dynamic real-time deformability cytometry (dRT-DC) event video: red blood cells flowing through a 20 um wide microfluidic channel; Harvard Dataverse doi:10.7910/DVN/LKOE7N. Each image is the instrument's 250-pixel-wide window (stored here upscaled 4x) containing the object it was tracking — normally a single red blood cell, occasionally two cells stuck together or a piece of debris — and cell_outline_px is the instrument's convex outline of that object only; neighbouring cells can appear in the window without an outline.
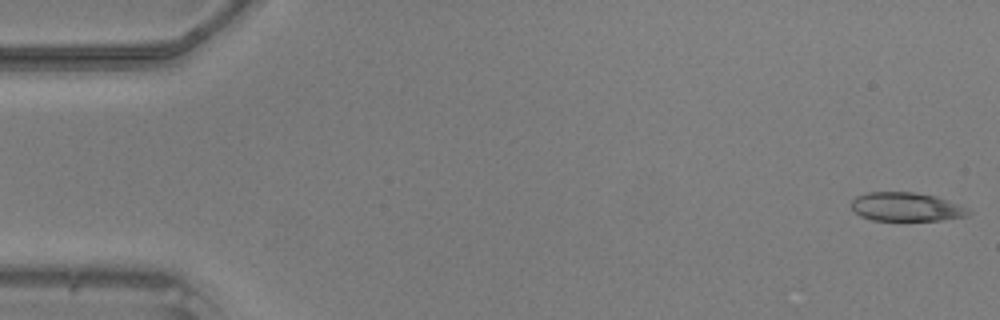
{"species": "common noctule bat (a hibernating species)", "species_latin": "Nyctalus noctula", "temperature_condition": "warm", "stored_images_in_passage": 49, "camera_frame_rate_fps": 3000, "um_per_image_px": 0.085, "animal": {"sex": "male", "body_mass_g": 20.5, "forearm_length_mm": 52.5}, "frame": {"image": 1, "passage_image": 1, "time_ms": 0.0, "image_size_px": [1000, 320], "cell_outline_px": [[972, 212], [968, 216], [940, 220], [872, 220], [860, 216], [852, 208], [852, 200], [856, 196], [868, 192], [912, 192], [936, 196], [968, 208]], "centroid_in_image_um": [77.04, 17.58], "position_along_channel_um": 8.0, "area_um2": 19.54}}
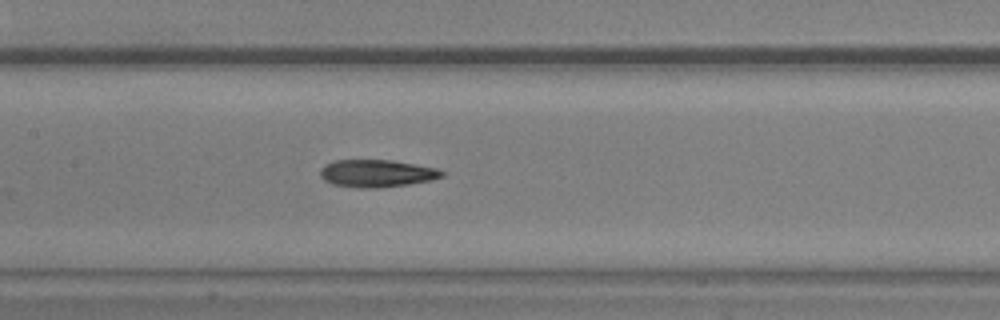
{"frame": {"image": 2, "passage_image": 23, "time_ms": 7.333, "image_size_px": [1000, 320], "cell_outline_px": [[444, 176], [432, 180], [408, 184], [380, 188], [360, 188], [332, 184], [324, 180], [320, 176], [320, 168], [324, 164], [332, 160], [392, 160], [436, 168], [444, 172]], "centroid_in_image_um": [31.99, 14.73], "position_along_channel_um": 175.4, "area_um2": 19.59}}
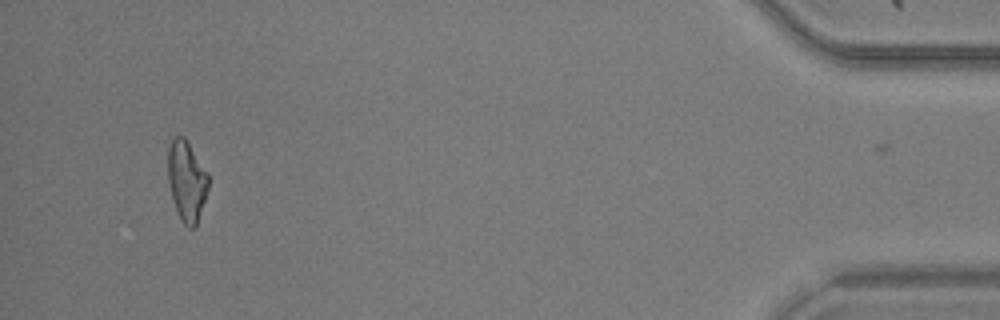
{"frame": {"image": 3, "passage_image": 46, "time_ms": 15.0, "image_size_px": [1000, 320], "cell_outline_px": [[208, 188], [196, 224], [192, 228], [188, 228], [180, 220], [172, 196], [168, 180], [168, 148], [172, 140], [176, 136], [184, 136], [208, 172]], "centroid_in_image_um": [15.86, 15.35], "position_along_channel_um": 419.3, "area_um2": 18.67}}